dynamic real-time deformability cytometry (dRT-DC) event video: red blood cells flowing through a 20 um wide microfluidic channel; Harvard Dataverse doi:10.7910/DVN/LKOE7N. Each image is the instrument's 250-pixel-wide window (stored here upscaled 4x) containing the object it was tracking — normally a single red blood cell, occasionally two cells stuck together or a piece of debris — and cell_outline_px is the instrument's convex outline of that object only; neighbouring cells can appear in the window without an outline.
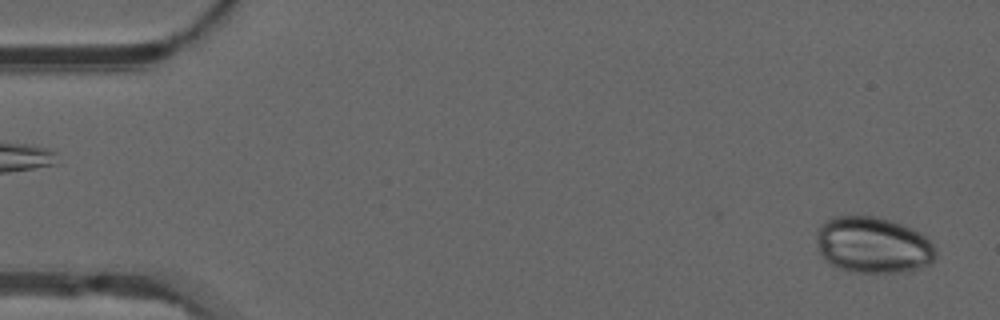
{"species": "common noctule bat (a hibernating species)", "species_latin": "Nyctalus noctula", "temperature_condition": "warm", "stored_images_in_passage": 28, "camera_frame_rate_fps": 3000, "um_per_image_px": 0.085, "animal": {"sex": "male", "forearm_length_mm": 52.5}, "frame": {"image": 1, "passage_image": 2, "time_ms": 0.333, "image_size_px": [1000, 320], "cell_outline_px": [[936, 256], [928, 264], [920, 268], [904, 272], [852, 272], [840, 268], [832, 264], [820, 252], [816, 240], [816, 232], [820, 224], [824, 220], [832, 216], [872, 216], [892, 220], [904, 224], [912, 228], [924, 236], [936, 248]], "centroid_in_image_um": [74.2, 20.81], "position_along_channel_um": 10.8, "area_um2": 39.13}}
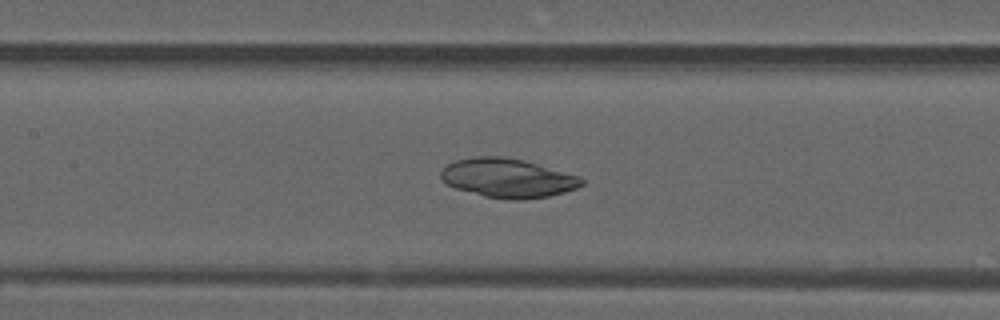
{"frame": {"image": 2, "passage_image": 24, "time_ms": 7.667, "image_size_px": [1000, 320], "cell_outline_px": [[584, 184], [576, 188], [564, 192], [548, 196], [524, 200], [512, 200], [484, 196], [456, 188], [448, 184], [440, 176], [440, 172], [448, 164], [456, 160], [472, 156], [500, 156], [524, 160], [580, 176], [584, 180]], "centroid_in_image_um": [43.17, 15.13], "position_along_channel_um": 164.2, "area_um2": 31.96}}
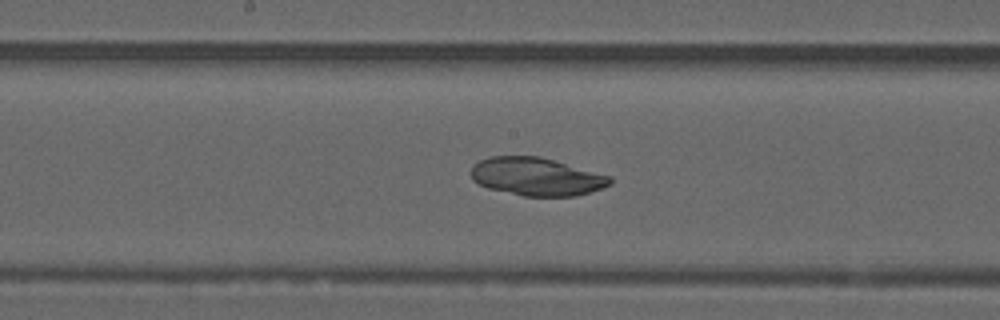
{"frame": {"image": 3, "passage_image": 27, "time_ms": 8.667, "image_size_px": [1000, 320], "cell_outline_px": [[612, 184], [576, 196], [524, 196], [488, 188], [472, 180], [472, 164], [480, 160], [492, 156], [540, 156], [612, 176]], "centroid_in_image_um": [45.61, 15.01], "position_along_channel_um": 202.6, "area_um2": 30.75}}